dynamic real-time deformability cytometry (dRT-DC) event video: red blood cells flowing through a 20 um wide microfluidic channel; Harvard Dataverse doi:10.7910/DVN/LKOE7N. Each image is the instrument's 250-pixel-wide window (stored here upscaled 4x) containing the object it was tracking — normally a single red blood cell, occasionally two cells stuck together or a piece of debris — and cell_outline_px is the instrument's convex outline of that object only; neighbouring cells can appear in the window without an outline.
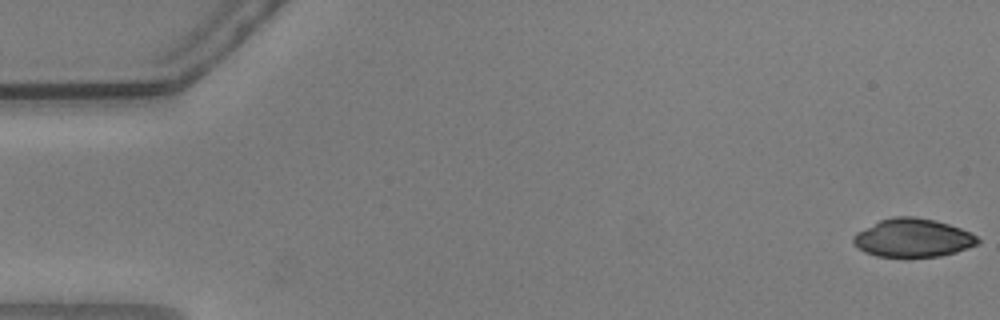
{"species": "common noctule bat (a hibernating species)", "species_latin": "Nyctalus noctula", "temperature_condition": "warm", "stored_images_in_passage": 55, "camera_frame_rate_fps": 3000, "um_per_image_px": 0.085, "animal": {"sex": "male", "body_mass_g": 20.5, "forearm_length_mm": 52.5}, "frame": {"image": 1, "passage_image": 1, "time_ms": 0.0, "image_size_px": [1000, 320], "cell_outline_px": [[980, 244], [956, 252], [940, 256], [876, 256], [864, 252], [852, 240], [852, 236], [856, 232], [880, 220], [892, 216], [912, 216], [936, 220], [960, 228], [976, 236], [980, 240]], "centroid_in_image_um": [77.6, 20.21], "position_along_channel_um": 7.4, "area_um2": 27.69}}
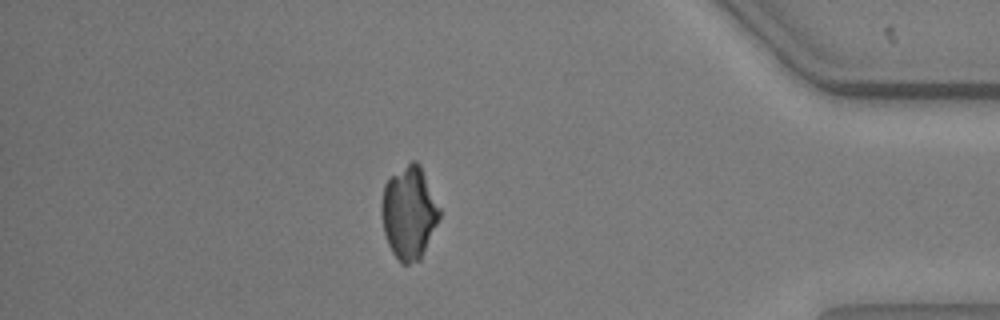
{"frame": {"image": 2, "passage_image": 48, "time_ms": 15.667, "image_size_px": [1000, 320], "cell_outline_px": [[440, 216], [420, 260], [408, 264], [400, 264], [392, 252], [388, 244], [384, 232], [380, 212], [380, 204], [384, 184], [392, 176], [412, 160], [416, 160], [420, 164], [440, 208]], "centroid_in_image_um": [34.74, 18.09], "position_along_channel_um": 400.5, "area_um2": 31.27}}